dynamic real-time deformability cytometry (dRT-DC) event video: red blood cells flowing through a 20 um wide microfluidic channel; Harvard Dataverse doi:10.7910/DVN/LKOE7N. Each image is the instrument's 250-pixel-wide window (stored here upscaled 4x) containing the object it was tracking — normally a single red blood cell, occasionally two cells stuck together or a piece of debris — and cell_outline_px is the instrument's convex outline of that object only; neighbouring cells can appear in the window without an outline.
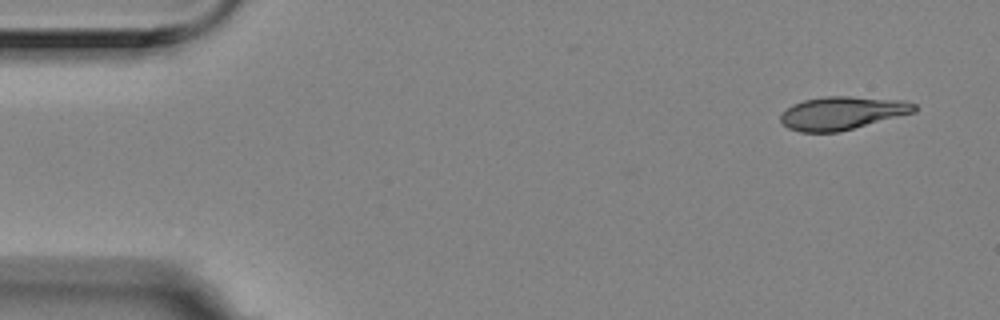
{"species": "Egyptian fruit bat (a non-hibernating species)", "species_latin": "Rousettus aegyptiacus", "temperature_condition": "room temperature", "stored_images_in_passage": 5, "camera_frame_rate_fps": 3000, "um_per_image_px": 0.085, "animal": {"sex": "female"}, "frame": {"image": 1, "passage_image": 1, "time_ms": 0.0, "image_size_px": [1000, 320], "cell_outline_px": [[916, 112], [840, 132], [800, 132], [788, 128], [780, 120], [780, 116], [792, 104], [804, 100], [824, 96], [848, 96], [904, 100], [916, 104]], "centroid_in_image_um": [71.61, 9.61], "position_along_channel_um": 13.4, "area_um2": 25.89}}
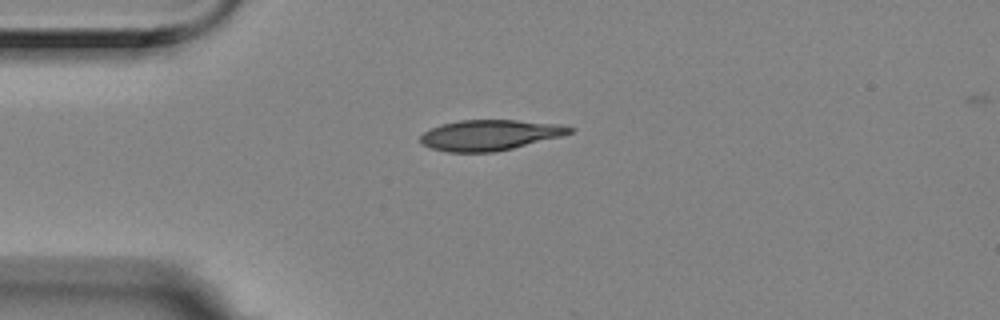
{"frame": {"image": 2, "passage_image": 3, "time_ms": 0.667, "image_size_px": [1000, 320], "cell_outline_px": [[576, 128], [572, 132], [560, 136], [512, 148], [492, 152], [448, 152], [432, 148], [424, 144], [420, 140], [420, 136], [424, 132], [440, 124], [460, 120], [516, 120], [560, 124]], "centroid_in_image_um": [41.63, 11.47], "position_along_channel_um": 43.4, "area_um2": 26.3}}
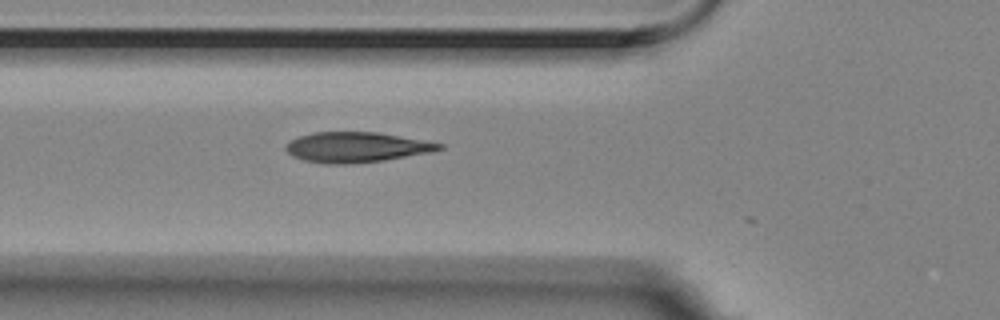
{"frame": {"image": 3, "passage_image": 5, "time_ms": 1.333, "image_size_px": [1000, 320], "cell_outline_px": [[444, 148], [432, 152], [384, 160], [344, 164], [324, 164], [304, 160], [292, 156], [284, 148], [284, 144], [300, 136], [312, 132], [380, 132], [424, 140], [444, 144]], "centroid_in_image_um": [30.3, 12.51], "position_along_channel_um": 95.5, "area_um2": 27.11}}